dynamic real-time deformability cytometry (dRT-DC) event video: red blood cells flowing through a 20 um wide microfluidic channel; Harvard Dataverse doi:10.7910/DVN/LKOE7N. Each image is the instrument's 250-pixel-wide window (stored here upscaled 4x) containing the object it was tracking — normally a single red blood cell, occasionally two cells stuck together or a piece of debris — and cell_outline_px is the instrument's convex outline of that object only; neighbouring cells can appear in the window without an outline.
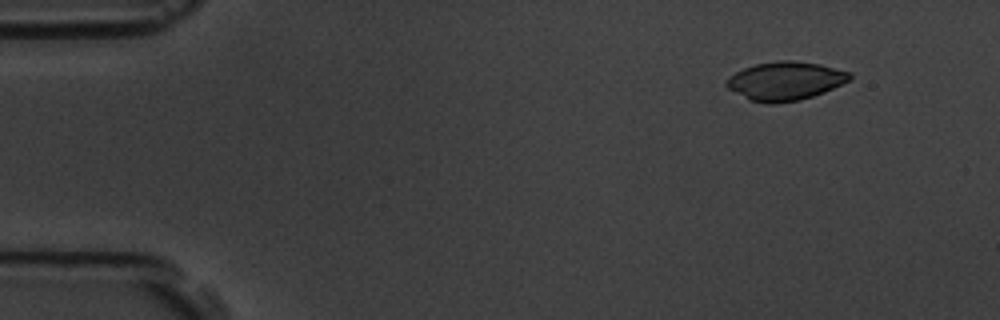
{"species": "common noctule bat (a hibernating species)", "species_latin": "Nyctalus noctula", "temperature_condition": "room temperature", "stored_images_in_passage": 9, "camera_frame_rate_fps": 3000, "um_per_image_px": 0.085, "animal": {"sex": "male", "body_mass_g": 19.5, "forearm_length_mm": 54.6}, "frame": {"image": 1, "passage_image": 1, "time_ms": 0.0, "image_size_px": [1000, 320], "cell_outline_px": [[852, 76], [848, 80], [824, 92], [800, 100], [776, 104], [768, 104], [748, 100], [728, 88], [724, 84], [736, 72], [744, 68], [756, 64], [776, 60], [792, 60], [820, 64], [852, 72]], "centroid_in_image_um": [66.74, 6.88], "position_along_channel_um": 18.3, "area_um2": 27.63}}